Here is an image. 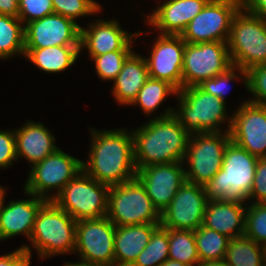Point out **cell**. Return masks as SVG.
Segmentation results:
<instances>
[{"label": "cell", "mask_w": 266, "mask_h": 266, "mask_svg": "<svg viewBox=\"0 0 266 266\" xmlns=\"http://www.w3.org/2000/svg\"><path fill=\"white\" fill-rule=\"evenodd\" d=\"M91 145L83 170L93 179L108 186L129 182L136 178L133 135L124 128L90 129Z\"/></svg>", "instance_id": "6da1fadb"}, {"label": "cell", "mask_w": 266, "mask_h": 266, "mask_svg": "<svg viewBox=\"0 0 266 266\" xmlns=\"http://www.w3.org/2000/svg\"><path fill=\"white\" fill-rule=\"evenodd\" d=\"M173 107L132 131L136 169L152 164L183 162L190 133L173 115Z\"/></svg>", "instance_id": "7a4b0ae2"}, {"label": "cell", "mask_w": 266, "mask_h": 266, "mask_svg": "<svg viewBox=\"0 0 266 266\" xmlns=\"http://www.w3.org/2000/svg\"><path fill=\"white\" fill-rule=\"evenodd\" d=\"M259 158L230 142L221 169L204 185L207 200L248 202Z\"/></svg>", "instance_id": "3957f363"}, {"label": "cell", "mask_w": 266, "mask_h": 266, "mask_svg": "<svg viewBox=\"0 0 266 266\" xmlns=\"http://www.w3.org/2000/svg\"><path fill=\"white\" fill-rule=\"evenodd\" d=\"M77 221L54 201L39 209L29 242L41 258L74 253Z\"/></svg>", "instance_id": "277c9868"}, {"label": "cell", "mask_w": 266, "mask_h": 266, "mask_svg": "<svg viewBox=\"0 0 266 266\" xmlns=\"http://www.w3.org/2000/svg\"><path fill=\"white\" fill-rule=\"evenodd\" d=\"M179 102L173 115L190 133L222 132V123L230 130L232 116L227 115L226 102L203 91L199 86L180 89L176 95ZM228 116V117H227Z\"/></svg>", "instance_id": "5b68a950"}, {"label": "cell", "mask_w": 266, "mask_h": 266, "mask_svg": "<svg viewBox=\"0 0 266 266\" xmlns=\"http://www.w3.org/2000/svg\"><path fill=\"white\" fill-rule=\"evenodd\" d=\"M231 63L243 70L266 64V26L243 7L234 15L228 38Z\"/></svg>", "instance_id": "8992f818"}, {"label": "cell", "mask_w": 266, "mask_h": 266, "mask_svg": "<svg viewBox=\"0 0 266 266\" xmlns=\"http://www.w3.org/2000/svg\"><path fill=\"white\" fill-rule=\"evenodd\" d=\"M107 218L116 227L160 224L161 213L147 195L145 187L135 178L109 187Z\"/></svg>", "instance_id": "52a82bcc"}, {"label": "cell", "mask_w": 266, "mask_h": 266, "mask_svg": "<svg viewBox=\"0 0 266 266\" xmlns=\"http://www.w3.org/2000/svg\"><path fill=\"white\" fill-rule=\"evenodd\" d=\"M229 131L190 134L183 160L186 181L204 186L221 169ZM187 163V164H186Z\"/></svg>", "instance_id": "ba28073f"}, {"label": "cell", "mask_w": 266, "mask_h": 266, "mask_svg": "<svg viewBox=\"0 0 266 266\" xmlns=\"http://www.w3.org/2000/svg\"><path fill=\"white\" fill-rule=\"evenodd\" d=\"M109 187L80 171L53 200L74 220L107 216Z\"/></svg>", "instance_id": "9c48e42d"}, {"label": "cell", "mask_w": 266, "mask_h": 266, "mask_svg": "<svg viewBox=\"0 0 266 266\" xmlns=\"http://www.w3.org/2000/svg\"><path fill=\"white\" fill-rule=\"evenodd\" d=\"M82 162L59 147L51 155L31 166L24 191L46 201H53L62 189L83 170ZM52 189H56V193L50 194L49 191Z\"/></svg>", "instance_id": "30bf717a"}, {"label": "cell", "mask_w": 266, "mask_h": 266, "mask_svg": "<svg viewBox=\"0 0 266 266\" xmlns=\"http://www.w3.org/2000/svg\"><path fill=\"white\" fill-rule=\"evenodd\" d=\"M231 66L227 42L185 43L182 89L198 86L204 80L225 72Z\"/></svg>", "instance_id": "8fae6325"}, {"label": "cell", "mask_w": 266, "mask_h": 266, "mask_svg": "<svg viewBox=\"0 0 266 266\" xmlns=\"http://www.w3.org/2000/svg\"><path fill=\"white\" fill-rule=\"evenodd\" d=\"M242 0H210L180 35L186 43L227 42L234 15Z\"/></svg>", "instance_id": "7c38bea8"}, {"label": "cell", "mask_w": 266, "mask_h": 266, "mask_svg": "<svg viewBox=\"0 0 266 266\" xmlns=\"http://www.w3.org/2000/svg\"><path fill=\"white\" fill-rule=\"evenodd\" d=\"M115 230L107 216L77 221L74 254L95 266H115Z\"/></svg>", "instance_id": "4fadbf2b"}, {"label": "cell", "mask_w": 266, "mask_h": 266, "mask_svg": "<svg viewBox=\"0 0 266 266\" xmlns=\"http://www.w3.org/2000/svg\"><path fill=\"white\" fill-rule=\"evenodd\" d=\"M229 134L231 142L257 158H265L266 105L241 102L232 116Z\"/></svg>", "instance_id": "5bb4252c"}, {"label": "cell", "mask_w": 266, "mask_h": 266, "mask_svg": "<svg viewBox=\"0 0 266 266\" xmlns=\"http://www.w3.org/2000/svg\"><path fill=\"white\" fill-rule=\"evenodd\" d=\"M204 186L185 182L170 205L161 212L160 225L175 230H197L203 223L207 205Z\"/></svg>", "instance_id": "9a60e30c"}, {"label": "cell", "mask_w": 266, "mask_h": 266, "mask_svg": "<svg viewBox=\"0 0 266 266\" xmlns=\"http://www.w3.org/2000/svg\"><path fill=\"white\" fill-rule=\"evenodd\" d=\"M81 26L57 13L49 14L24 26L25 49L80 45Z\"/></svg>", "instance_id": "2e32d148"}, {"label": "cell", "mask_w": 266, "mask_h": 266, "mask_svg": "<svg viewBox=\"0 0 266 266\" xmlns=\"http://www.w3.org/2000/svg\"><path fill=\"white\" fill-rule=\"evenodd\" d=\"M153 43L150 56L145 57L150 78L168 82L179 91L186 42L180 35L159 34Z\"/></svg>", "instance_id": "e0dca14e"}, {"label": "cell", "mask_w": 266, "mask_h": 266, "mask_svg": "<svg viewBox=\"0 0 266 266\" xmlns=\"http://www.w3.org/2000/svg\"><path fill=\"white\" fill-rule=\"evenodd\" d=\"M183 162L152 164L137 170L136 178L161 213L171 203L178 189L186 182Z\"/></svg>", "instance_id": "ac0fdd59"}, {"label": "cell", "mask_w": 266, "mask_h": 266, "mask_svg": "<svg viewBox=\"0 0 266 266\" xmlns=\"http://www.w3.org/2000/svg\"><path fill=\"white\" fill-rule=\"evenodd\" d=\"M94 21L95 23L86 24L87 29L81 27L80 36V52L86 48L91 59L116 50H133V41L140 39L139 36L143 33L138 31L132 34L124 31L116 19Z\"/></svg>", "instance_id": "d6986e66"}, {"label": "cell", "mask_w": 266, "mask_h": 266, "mask_svg": "<svg viewBox=\"0 0 266 266\" xmlns=\"http://www.w3.org/2000/svg\"><path fill=\"white\" fill-rule=\"evenodd\" d=\"M29 199L11 200L5 205V195L0 205V241L24 234L28 240L34 227L36 215L45 199L23 191Z\"/></svg>", "instance_id": "ffe728a7"}, {"label": "cell", "mask_w": 266, "mask_h": 266, "mask_svg": "<svg viewBox=\"0 0 266 266\" xmlns=\"http://www.w3.org/2000/svg\"><path fill=\"white\" fill-rule=\"evenodd\" d=\"M210 0H164L147 18L161 35H181L189 22Z\"/></svg>", "instance_id": "44dd1931"}, {"label": "cell", "mask_w": 266, "mask_h": 266, "mask_svg": "<svg viewBox=\"0 0 266 266\" xmlns=\"http://www.w3.org/2000/svg\"><path fill=\"white\" fill-rule=\"evenodd\" d=\"M55 137L41 122L28 120L21 128L15 129L17 160L24 158L32 166L55 152Z\"/></svg>", "instance_id": "7402d4cb"}, {"label": "cell", "mask_w": 266, "mask_h": 266, "mask_svg": "<svg viewBox=\"0 0 266 266\" xmlns=\"http://www.w3.org/2000/svg\"><path fill=\"white\" fill-rule=\"evenodd\" d=\"M246 203L233 200L207 202L202 226L232 239L244 235Z\"/></svg>", "instance_id": "603a6c76"}, {"label": "cell", "mask_w": 266, "mask_h": 266, "mask_svg": "<svg viewBox=\"0 0 266 266\" xmlns=\"http://www.w3.org/2000/svg\"><path fill=\"white\" fill-rule=\"evenodd\" d=\"M150 78L145 57L133 52L113 81L112 94L118 104L131 105Z\"/></svg>", "instance_id": "cb8c5ba5"}, {"label": "cell", "mask_w": 266, "mask_h": 266, "mask_svg": "<svg viewBox=\"0 0 266 266\" xmlns=\"http://www.w3.org/2000/svg\"><path fill=\"white\" fill-rule=\"evenodd\" d=\"M160 224L126 225L116 227L114 237L115 266H132L149 243Z\"/></svg>", "instance_id": "d4e9b609"}, {"label": "cell", "mask_w": 266, "mask_h": 266, "mask_svg": "<svg viewBox=\"0 0 266 266\" xmlns=\"http://www.w3.org/2000/svg\"><path fill=\"white\" fill-rule=\"evenodd\" d=\"M80 55V45L51 46L41 49H25L24 56L45 73L65 71Z\"/></svg>", "instance_id": "484cf974"}, {"label": "cell", "mask_w": 266, "mask_h": 266, "mask_svg": "<svg viewBox=\"0 0 266 266\" xmlns=\"http://www.w3.org/2000/svg\"><path fill=\"white\" fill-rule=\"evenodd\" d=\"M224 260L229 266H265L262 245L245 235L229 240Z\"/></svg>", "instance_id": "4316f807"}, {"label": "cell", "mask_w": 266, "mask_h": 266, "mask_svg": "<svg viewBox=\"0 0 266 266\" xmlns=\"http://www.w3.org/2000/svg\"><path fill=\"white\" fill-rule=\"evenodd\" d=\"M18 17L0 14V59L24 56V25Z\"/></svg>", "instance_id": "83f0119b"}, {"label": "cell", "mask_w": 266, "mask_h": 266, "mask_svg": "<svg viewBox=\"0 0 266 266\" xmlns=\"http://www.w3.org/2000/svg\"><path fill=\"white\" fill-rule=\"evenodd\" d=\"M194 238L200 262L224 260L230 238L202 225L194 231Z\"/></svg>", "instance_id": "f1b7e54d"}, {"label": "cell", "mask_w": 266, "mask_h": 266, "mask_svg": "<svg viewBox=\"0 0 266 266\" xmlns=\"http://www.w3.org/2000/svg\"><path fill=\"white\" fill-rule=\"evenodd\" d=\"M168 240V259L179 261L189 266H197L200 263L194 231L168 228Z\"/></svg>", "instance_id": "f546056e"}, {"label": "cell", "mask_w": 266, "mask_h": 266, "mask_svg": "<svg viewBox=\"0 0 266 266\" xmlns=\"http://www.w3.org/2000/svg\"><path fill=\"white\" fill-rule=\"evenodd\" d=\"M178 91L168 82L149 78L140 89L132 105H138L143 113L151 115L166 100V97L177 95Z\"/></svg>", "instance_id": "4dcf8cb0"}, {"label": "cell", "mask_w": 266, "mask_h": 266, "mask_svg": "<svg viewBox=\"0 0 266 266\" xmlns=\"http://www.w3.org/2000/svg\"><path fill=\"white\" fill-rule=\"evenodd\" d=\"M169 255L168 228L159 225L132 266H160Z\"/></svg>", "instance_id": "1f68e13d"}, {"label": "cell", "mask_w": 266, "mask_h": 266, "mask_svg": "<svg viewBox=\"0 0 266 266\" xmlns=\"http://www.w3.org/2000/svg\"><path fill=\"white\" fill-rule=\"evenodd\" d=\"M245 213L244 235L255 243H266V203H252L248 201Z\"/></svg>", "instance_id": "d6a6232c"}, {"label": "cell", "mask_w": 266, "mask_h": 266, "mask_svg": "<svg viewBox=\"0 0 266 266\" xmlns=\"http://www.w3.org/2000/svg\"><path fill=\"white\" fill-rule=\"evenodd\" d=\"M133 53V50H116L99 56H94L95 70L102 81H114L122 70L126 59Z\"/></svg>", "instance_id": "836d02e7"}, {"label": "cell", "mask_w": 266, "mask_h": 266, "mask_svg": "<svg viewBox=\"0 0 266 266\" xmlns=\"http://www.w3.org/2000/svg\"><path fill=\"white\" fill-rule=\"evenodd\" d=\"M238 78H240V80L243 79L245 88H247V71L238 66L232 65L225 72L218 74L213 78L204 80L198 86L206 93L226 102V94L228 91L227 86L229 85V82L237 80Z\"/></svg>", "instance_id": "e575fe53"}, {"label": "cell", "mask_w": 266, "mask_h": 266, "mask_svg": "<svg viewBox=\"0 0 266 266\" xmlns=\"http://www.w3.org/2000/svg\"><path fill=\"white\" fill-rule=\"evenodd\" d=\"M54 13L72 19L98 14L101 4L95 0H52Z\"/></svg>", "instance_id": "d590c367"}, {"label": "cell", "mask_w": 266, "mask_h": 266, "mask_svg": "<svg viewBox=\"0 0 266 266\" xmlns=\"http://www.w3.org/2000/svg\"><path fill=\"white\" fill-rule=\"evenodd\" d=\"M19 16L23 25L54 13L52 0H18Z\"/></svg>", "instance_id": "8d00e7d4"}, {"label": "cell", "mask_w": 266, "mask_h": 266, "mask_svg": "<svg viewBox=\"0 0 266 266\" xmlns=\"http://www.w3.org/2000/svg\"><path fill=\"white\" fill-rule=\"evenodd\" d=\"M254 99L249 102L266 105V64L249 68L247 70V88Z\"/></svg>", "instance_id": "74e56055"}, {"label": "cell", "mask_w": 266, "mask_h": 266, "mask_svg": "<svg viewBox=\"0 0 266 266\" xmlns=\"http://www.w3.org/2000/svg\"><path fill=\"white\" fill-rule=\"evenodd\" d=\"M17 160L15 130H0V169H7Z\"/></svg>", "instance_id": "f35d334b"}, {"label": "cell", "mask_w": 266, "mask_h": 266, "mask_svg": "<svg viewBox=\"0 0 266 266\" xmlns=\"http://www.w3.org/2000/svg\"><path fill=\"white\" fill-rule=\"evenodd\" d=\"M251 203H266V158H259L256 164L251 193Z\"/></svg>", "instance_id": "ab89813d"}, {"label": "cell", "mask_w": 266, "mask_h": 266, "mask_svg": "<svg viewBox=\"0 0 266 266\" xmlns=\"http://www.w3.org/2000/svg\"><path fill=\"white\" fill-rule=\"evenodd\" d=\"M27 244L0 256V266H30L32 251Z\"/></svg>", "instance_id": "60d3db41"}, {"label": "cell", "mask_w": 266, "mask_h": 266, "mask_svg": "<svg viewBox=\"0 0 266 266\" xmlns=\"http://www.w3.org/2000/svg\"><path fill=\"white\" fill-rule=\"evenodd\" d=\"M242 7L256 17L266 18V0H242Z\"/></svg>", "instance_id": "b9f144b4"}, {"label": "cell", "mask_w": 266, "mask_h": 266, "mask_svg": "<svg viewBox=\"0 0 266 266\" xmlns=\"http://www.w3.org/2000/svg\"><path fill=\"white\" fill-rule=\"evenodd\" d=\"M0 14L18 17L19 16L18 0H0Z\"/></svg>", "instance_id": "7bdbcfd3"}, {"label": "cell", "mask_w": 266, "mask_h": 266, "mask_svg": "<svg viewBox=\"0 0 266 266\" xmlns=\"http://www.w3.org/2000/svg\"><path fill=\"white\" fill-rule=\"evenodd\" d=\"M197 266H229L225 260L200 262Z\"/></svg>", "instance_id": "ee69618b"}, {"label": "cell", "mask_w": 266, "mask_h": 266, "mask_svg": "<svg viewBox=\"0 0 266 266\" xmlns=\"http://www.w3.org/2000/svg\"><path fill=\"white\" fill-rule=\"evenodd\" d=\"M64 266H95V265H92V264H89L86 260H80L79 262H77V263H73V262H68V261H66L65 263H64Z\"/></svg>", "instance_id": "f6af8a7d"}, {"label": "cell", "mask_w": 266, "mask_h": 266, "mask_svg": "<svg viewBox=\"0 0 266 266\" xmlns=\"http://www.w3.org/2000/svg\"><path fill=\"white\" fill-rule=\"evenodd\" d=\"M160 266H189L187 264L181 263L179 261L167 259L162 265Z\"/></svg>", "instance_id": "bcb514c9"}, {"label": "cell", "mask_w": 266, "mask_h": 266, "mask_svg": "<svg viewBox=\"0 0 266 266\" xmlns=\"http://www.w3.org/2000/svg\"><path fill=\"white\" fill-rule=\"evenodd\" d=\"M5 193H6V191H5L4 187H2L0 185V205H1V202L3 200V197H4Z\"/></svg>", "instance_id": "7dc6e473"}, {"label": "cell", "mask_w": 266, "mask_h": 266, "mask_svg": "<svg viewBox=\"0 0 266 266\" xmlns=\"http://www.w3.org/2000/svg\"><path fill=\"white\" fill-rule=\"evenodd\" d=\"M262 250H263L264 265L266 266V243L262 245Z\"/></svg>", "instance_id": "c3c4849f"}]
</instances>
